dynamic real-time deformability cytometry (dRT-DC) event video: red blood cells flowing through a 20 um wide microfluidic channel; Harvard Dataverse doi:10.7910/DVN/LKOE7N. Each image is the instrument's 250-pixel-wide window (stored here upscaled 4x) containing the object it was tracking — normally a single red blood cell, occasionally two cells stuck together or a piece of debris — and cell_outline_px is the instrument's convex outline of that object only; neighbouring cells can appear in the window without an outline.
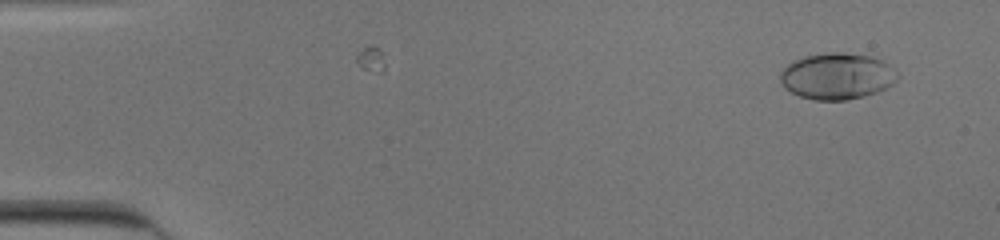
{"species": "human", "species_latin": "Homo sapiens", "temperature_condition": "cold", "stored_images_in_passage": 5, "camera_frame_rate_fps": 3000, "um_per_image_px": 0.085, "donor": {"sex": "male"}, "frame": {"image": 1, "passage_image": 3, "time_ms": 0.667, "image_size_px": [1000, 240], "cell_outline_px": [[900, 76], [892, 84], [876, 92], [864, 96], [848, 100], [816, 100], [800, 96], [784, 88], [780, 84], [780, 72], [792, 60], [804, 56], [828, 52], [844, 52], [872, 56], [888, 64]], "centroid_in_image_um": [71.12, 6.47], "position_along_channel_um": 13.9, "area_um2": 31.79}}